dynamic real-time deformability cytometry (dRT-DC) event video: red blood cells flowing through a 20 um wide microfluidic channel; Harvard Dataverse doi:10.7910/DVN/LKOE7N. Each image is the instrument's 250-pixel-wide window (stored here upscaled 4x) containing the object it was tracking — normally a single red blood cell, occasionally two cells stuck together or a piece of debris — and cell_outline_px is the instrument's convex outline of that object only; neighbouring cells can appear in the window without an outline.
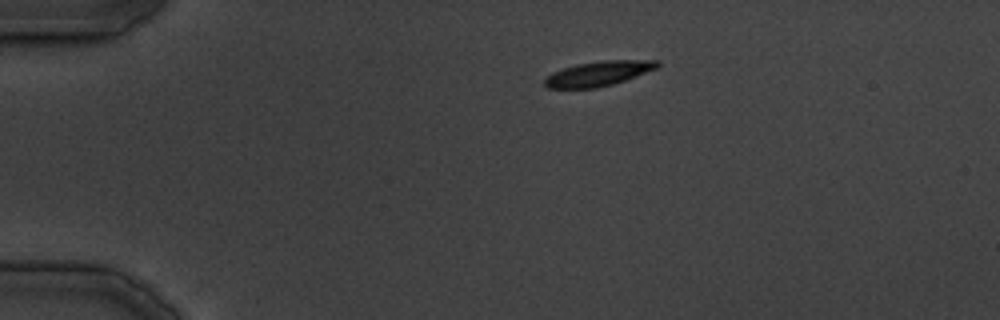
{"species": "common noctule bat (a hibernating species)", "species_latin": "Nyctalus noctula", "temperature_condition": "cold", "stored_images_in_passage": 32, "camera_frame_rate_fps": 3000, "um_per_image_px": 0.085, "animal": {"sex": "male", "body_mass_g": 19.5, "forearm_length_mm": 54.6}, "frame": {"image": 1, "passage_image": 1, "time_ms": 0.0, "image_size_px": [1000, 320], "cell_outline_px": [[660, 64], [656, 68], [636, 76], [612, 84], [596, 88], [548, 88], [544, 84], [544, 80], [552, 72], [576, 64], [604, 60], [660, 60]], "centroid_in_image_um": [50.86, 6.25], "position_along_channel_um": 34.1, "area_um2": 16.13}}
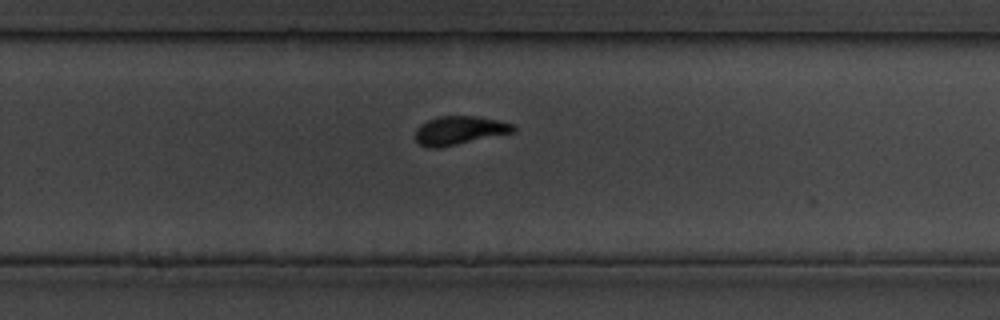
{"frame": {"image": 2, "passage_image": 19, "time_ms": 21.333, "image_size_px": [1000, 320], "cell_outline_px": [[516, 132], [440, 148], [428, 148], [420, 144], [416, 140], [416, 128], [420, 124], [428, 120], [440, 116], [476, 116], [516, 124]], "centroid_in_image_um": [39.08, 11.09], "position_along_channel_um": 290.7, "area_um2": 16.47}}
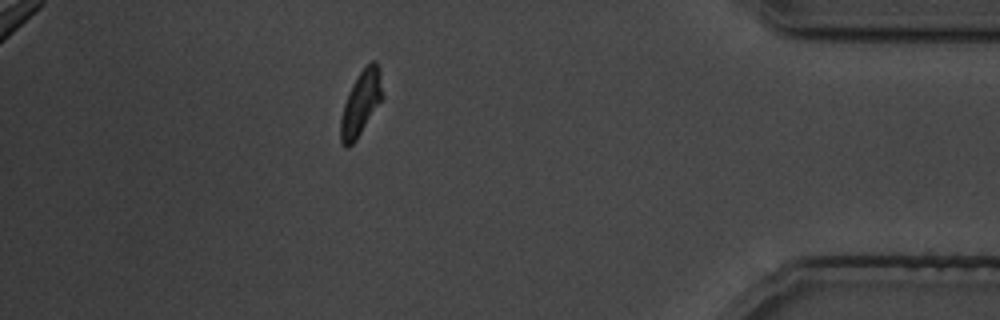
{"frame": {"image": 3, "passage_image": 28, "time_ms": 31.667, "image_size_px": [1000, 320], "cell_outline_px": [[384, 96], [356, 140], [348, 148], [344, 148], [340, 140], [340, 120], [344, 104], [352, 84], [360, 72], [372, 60], [376, 60], [380, 68]], "centroid_in_image_um": [30.69, 8.77], "position_along_channel_um": 404.5, "area_um2": 15.78}}